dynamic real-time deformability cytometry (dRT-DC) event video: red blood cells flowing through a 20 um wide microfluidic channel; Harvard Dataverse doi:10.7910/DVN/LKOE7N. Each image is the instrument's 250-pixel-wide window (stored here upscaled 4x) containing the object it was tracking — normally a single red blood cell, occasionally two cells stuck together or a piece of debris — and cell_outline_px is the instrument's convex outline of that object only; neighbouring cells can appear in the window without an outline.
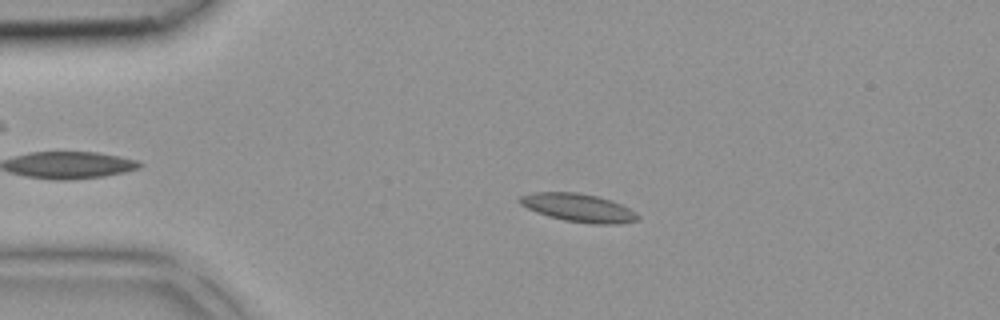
{"species": "common noctule bat (a hibernating species)", "species_latin": "Nyctalus noctula", "temperature_condition": "room temperature", "stored_images_in_passage": 34, "camera_frame_rate_fps": 3000, "um_per_image_px": 0.085, "animal": {"sex": "female", "body_mass_g": 18.4}, "frame": {"image": 1, "passage_image": 9, "time_ms": 2.667, "image_size_px": [1000, 320], "cell_outline_px": [[640, 216], [636, 220], [616, 224], [592, 224], [564, 220], [548, 216], [536, 212], [520, 204], [520, 196], [532, 192], [576, 192], [596, 196], [612, 200], [628, 208]], "centroid_in_image_um": [49.15, 17.65], "position_along_channel_um": 35.9, "area_um2": 19.19}}
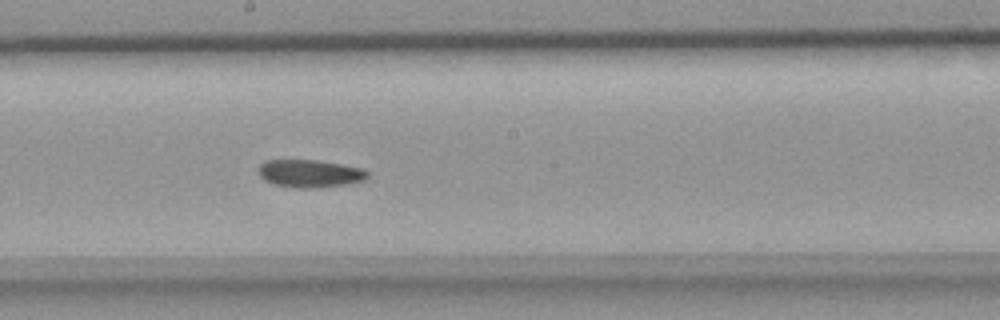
{"frame": {"image": 2, "passage_image": 23, "time_ms": 7.333, "image_size_px": [1000, 320], "cell_outline_px": [[368, 176], [364, 180], [348, 184], [312, 188], [292, 188], [272, 184], [264, 180], [256, 172], [256, 168], [264, 160], [316, 160], [340, 164], [360, 168], [368, 172]], "centroid_in_image_um": [26.25, 14.75], "position_along_channel_um": 222.0, "area_um2": 17.8}}
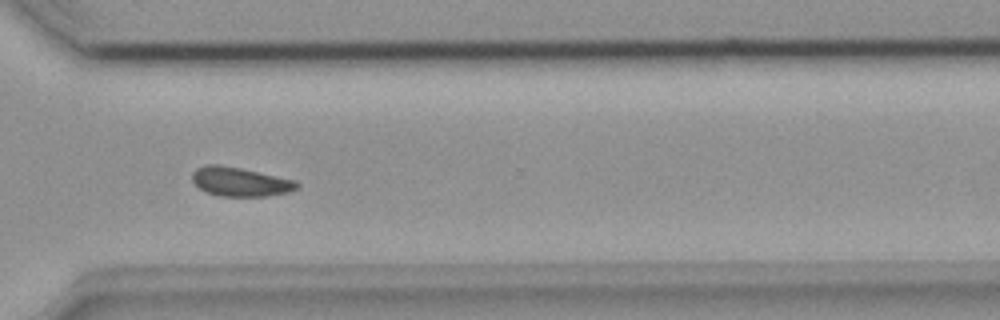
{"frame": {"image": 3, "passage_image": 31, "time_ms": 10.0, "image_size_px": [1000, 320], "cell_outline_px": [[300, 184], [296, 188], [288, 192], [268, 196], [220, 196], [208, 192], [200, 188], [192, 180], [192, 172], [196, 168], [208, 164], [220, 164], [240, 168], [296, 180]], "centroid_in_image_um": [20.41, 15.44], "position_along_channel_um": 350.2, "area_um2": 17.63}}